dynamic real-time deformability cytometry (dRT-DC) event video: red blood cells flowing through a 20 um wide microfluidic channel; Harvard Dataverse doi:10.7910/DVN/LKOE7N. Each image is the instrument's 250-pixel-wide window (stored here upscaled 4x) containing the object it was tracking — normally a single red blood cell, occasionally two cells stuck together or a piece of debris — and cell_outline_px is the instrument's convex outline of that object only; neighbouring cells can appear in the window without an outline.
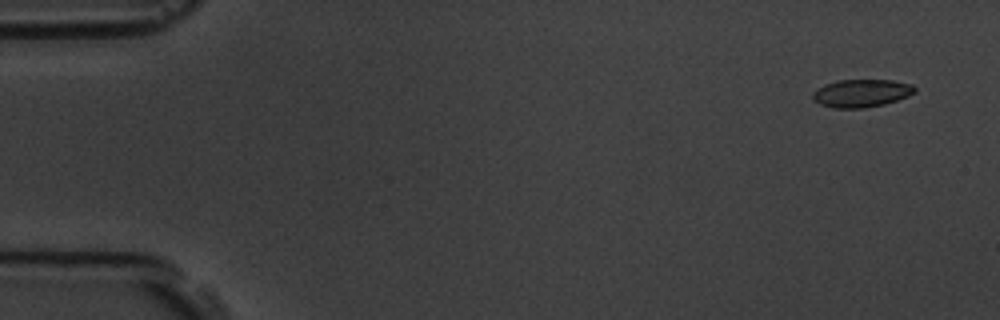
{"species": "common noctule bat (a hibernating species)", "species_latin": "Nyctalus noctula", "temperature_condition": "room temperature", "stored_images_in_passage": 5, "camera_frame_rate_fps": 3000, "um_per_image_px": 0.085, "animal": {"sex": "male", "body_mass_g": 19.5, "forearm_length_mm": 54.6}, "frame": {"image": 1, "passage_image": 1, "time_ms": 0.0, "image_size_px": [1000, 320], "cell_outline_px": [[916, 92], [908, 96], [884, 104], [864, 108], [832, 108], [820, 104], [812, 100], [812, 92], [816, 88], [824, 84], [836, 80], [892, 80], [912, 84], [916, 88]], "centroid_in_image_um": [73.18, 7.92], "position_along_channel_um": 11.8, "area_um2": 16.76}}
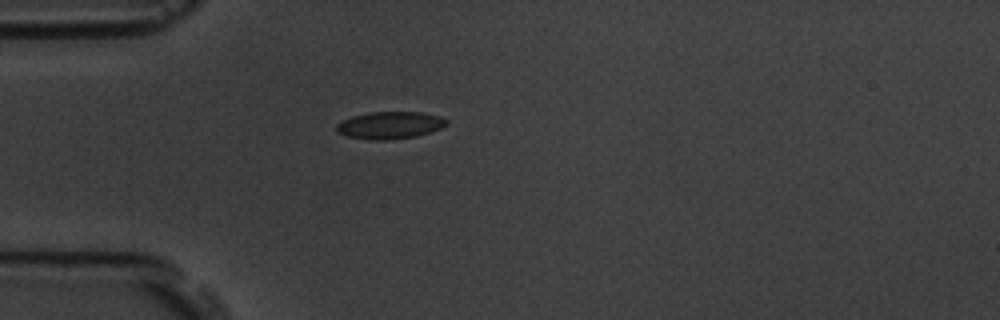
{"frame": {"image": 2, "passage_image": 4, "time_ms": 4.333, "image_size_px": [1000, 320], "cell_outline_px": [[448, 124], [440, 128], [416, 136], [388, 140], [368, 140], [348, 136], [336, 132], [336, 124], [352, 116], [368, 112], [420, 112], [440, 116], [448, 120]], "centroid_in_image_um": [33.12, 10.64], "position_along_channel_um": 51.9, "area_um2": 17.46}}